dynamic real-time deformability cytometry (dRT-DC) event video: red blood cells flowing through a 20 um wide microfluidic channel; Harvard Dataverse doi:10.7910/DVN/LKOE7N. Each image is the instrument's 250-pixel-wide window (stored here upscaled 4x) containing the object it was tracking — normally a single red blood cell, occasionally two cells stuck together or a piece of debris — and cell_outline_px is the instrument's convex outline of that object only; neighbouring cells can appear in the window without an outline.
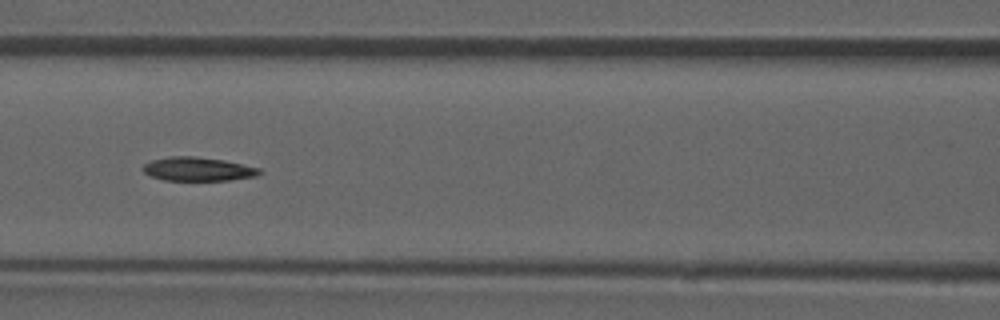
{"species": "common noctule bat (a hibernating species)", "species_latin": "Nyctalus noctula", "temperature_condition": "room temperature", "stored_images_in_passage": 55, "camera_frame_rate_fps": 3000, "um_per_image_px": 0.085, "animal": {"sex": "male", "forearm_length_mm": 52.5}, "frame": {"image": 1, "passage_image": 24, "time_ms": 7.667, "image_size_px": [1000, 320], "cell_outline_px": [[264, 172], [256, 176], [232, 180], [164, 180], [152, 176], [144, 172], [140, 168], [144, 164], [152, 160], [168, 156], [196, 156], [224, 160], [260, 168]], "centroid_in_image_um": [16.83, 14.36], "position_along_channel_um": 149.8, "area_um2": 16.24}, "authors_computed_cell_mechanics": {"area_um2": 16.5308, "velocity_mm_per_s": 3.8526, "shape_relaxation_time_tau1_ms": null, "shape_relaxation_time_tau2_ms": 8.7623, "deformation_change_tau1": null, "deformation_change_tau2": 0.1536}}